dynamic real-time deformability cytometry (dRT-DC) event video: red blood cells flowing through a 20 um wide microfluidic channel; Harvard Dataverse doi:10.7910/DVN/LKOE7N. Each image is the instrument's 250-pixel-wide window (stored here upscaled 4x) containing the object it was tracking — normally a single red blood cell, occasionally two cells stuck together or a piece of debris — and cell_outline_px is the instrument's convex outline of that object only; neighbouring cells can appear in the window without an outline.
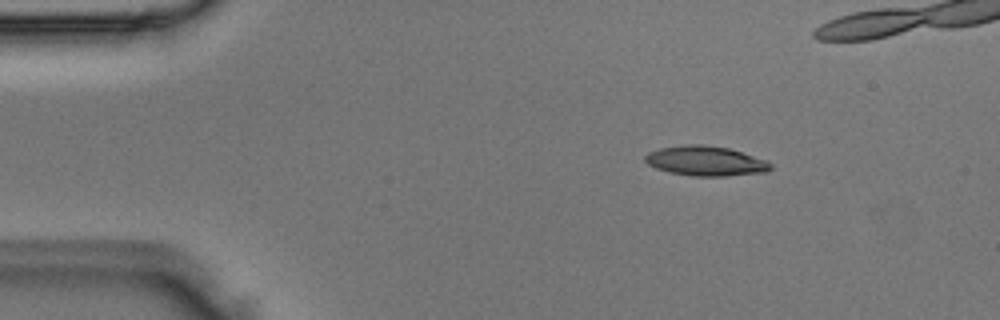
{"species": "Egyptian fruit bat (a non-hibernating species)", "species_latin": "Rousettus aegyptiacus", "temperature_condition": "room temperature", "stored_images_in_passage": 3, "camera_frame_rate_fps": 3000, "um_per_image_px": 0.085, "animal": {"sex": "male"}, "frame": {"image": 1, "passage_image": 1, "time_ms": 0.0, "image_size_px": [1000, 320], "cell_outline_px": [[772, 168], [768, 172], [724, 176], [692, 176], [668, 172], [656, 168], [648, 164], [644, 160], [644, 156], [648, 152], [660, 148], [684, 144], [704, 144], [728, 148], [768, 160], [772, 164]], "centroid_in_image_um": [59.99, 13.68], "position_along_channel_um": 25.0, "area_um2": 22.02}}